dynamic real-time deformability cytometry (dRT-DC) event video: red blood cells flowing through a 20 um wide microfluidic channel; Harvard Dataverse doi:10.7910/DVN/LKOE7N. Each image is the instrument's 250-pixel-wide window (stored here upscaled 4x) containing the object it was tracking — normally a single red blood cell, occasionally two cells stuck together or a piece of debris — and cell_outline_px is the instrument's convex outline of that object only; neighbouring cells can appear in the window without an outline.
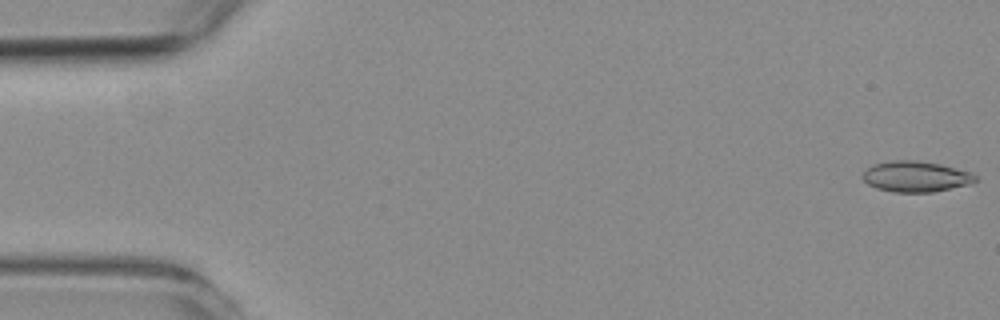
{"species": "common noctule bat (a hibernating species)", "species_latin": "Nyctalus noctula", "temperature_condition": "room temperature", "stored_images_in_passage": 58, "camera_frame_rate_fps": 3000, "um_per_image_px": 0.085, "animal": {"sex": "female", "body_mass_g": 19.3, "forearm_length_mm": 54.1}, "frame": {"image": 1, "passage_image": 1, "time_ms": 0.0, "image_size_px": [1000, 320], "cell_outline_px": [[976, 180], [972, 184], [932, 192], [892, 192], [876, 188], [868, 184], [860, 176], [868, 168], [876, 164], [896, 160], [916, 160], [940, 164], [968, 172], [976, 176]], "centroid_in_image_um": [77.83, 15.02], "position_along_channel_um": 7.2, "area_um2": 20.0}}
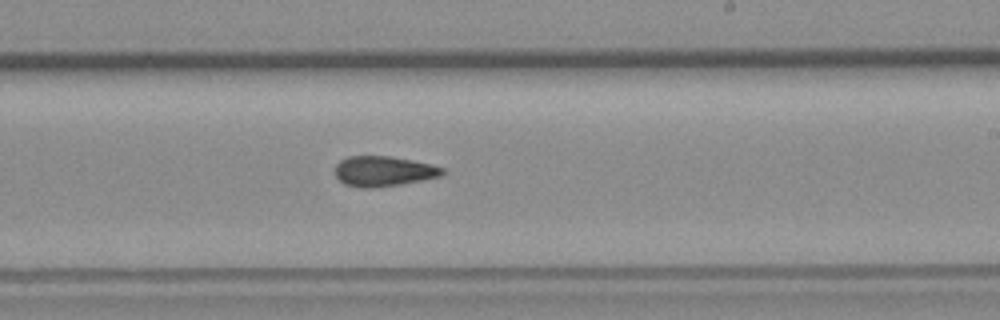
{"frame": {"image": 2, "passage_image": 34, "time_ms": 11.0, "image_size_px": [1000, 320], "cell_outline_px": [[444, 172], [440, 176], [424, 180], [400, 184], [372, 188], [360, 188], [344, 184], [336, 176], [336, 164], [340, 160], [348, 156], [392, 156], [432, 164], [444, 168]], "centroid_in_image_um": [32.6, 14.55], "position_along_channel_um": 256.4, "area_um2": 18.96}}
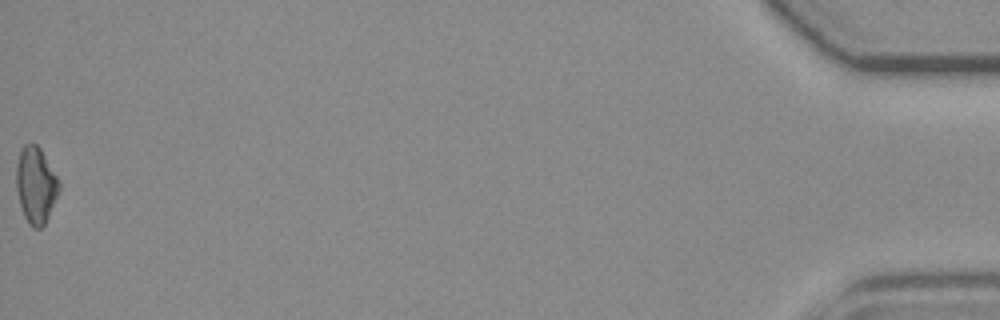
{"frame": {"image": 3, "passage_image": 58, "time_ms": 19.0, "image_size_px": [1000, 320], "cell_outline_px": [[60, 192], [44, 224], [40, 228], [32, 228], [28, 224], [24, 216], [20, 204], [16, 188], [16, 168], [20, 148], [24, 144], [36, 144], [40, 148], [60, 180]], "centroid_in_image_um": [3.05, 15.73], "position_along_channel_um": 432.1, "area_um2": 19.19}, "authors_computed_cell_mechanics": {"area_um2": 19.1318, "velocity_mm_per_s": 3.5559, "shape_relaxation_time_tau1_ms": null, "shape_relaxation_time_tau2_ms": 4.4668, "deformation_change_tau1": null, "deformation_change_tau2": 0.1047}}